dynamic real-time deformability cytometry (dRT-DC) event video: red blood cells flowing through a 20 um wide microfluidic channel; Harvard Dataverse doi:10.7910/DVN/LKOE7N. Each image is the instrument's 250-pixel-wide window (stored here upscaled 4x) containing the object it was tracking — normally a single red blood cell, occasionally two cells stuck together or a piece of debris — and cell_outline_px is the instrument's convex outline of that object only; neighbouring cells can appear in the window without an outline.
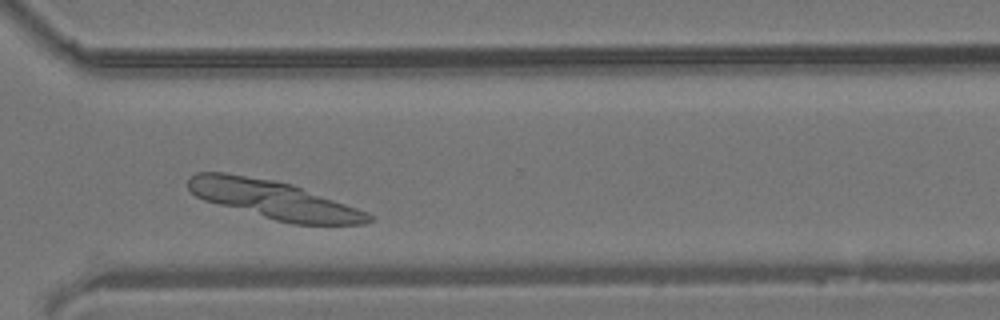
{"species": "common noctule bat (a hibernating species)", "species_latin": "Nyctalus noctula", "temperature_condition": "room temperature", "stored_images_in_passage": 23, "camera_frame_rate_fps": 3000, "um_per_image_px": 0.085, "animal": {"sex": "male", "body_mass_g": 19.2, "forearm_length_mm": 51.8}, "frame": {"image": 1, "passage_image": 20, "time_ms": 6.333, "image_size_px": [1000, 320], "cell_outline_px": [[376, 220], [364, 224], [292, 224], [276, 220], [204, 200], [196, 196], [188, 188], [188, 176], [196, 172], [224, 172], [272, 180], [292, 184], [368, 212], [376, 216]], "centroid_in_image_um": [23.3, 16.97], "position_along_channel_um": 347.3, "area_um2": 39.94}}